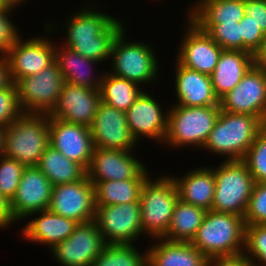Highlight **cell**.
<instances>
[{"instance_id": "6da1fadb", "label": "cell", "mask_w": 266, "mask_h": 266, "mask_svg": "<svg viewBox=\"0 0 266 266\" xmlns=\"http://www.w3.org/2000/svg\"><path fill=\"white\" fill-rule=\"evenodd\" d=\"M88 1L87 5H81L82 8L73 11L72 15L67 16L66 22L64 21L66 35L62 45L85 58L99 63L106 62L110 60L115 38L126 25L114 15L96 9V6H100L99 2L97 4L93 0Z\"/></svg>"}, {"instance_id": "7a4b0ae2", "label": "cell", "mask_w": 266, "mask_h": 266, "mask_svg": "<svg viewBox=\"0 0 266 266\" xmlns=\"http://www.w3.org/2000/svg\"><path fill=\"white\" fill-rule=\"evenodd\" d=\"M264 127L265 124L253 115L220 110L202 150L225 156V161L243 160L257 134Z\"/></svg>"}, {"instance_id": "3957f363", "label": "cell", "mask_w": 266, "mask_h": 266, "mask_svg": "<svg viewBox=\"0 0 266 266\" xmlns=\"http://www.w3.org/2000/svg\"><path fill=\"white\" fill-rule=\"evenodd\" d=\"M245 229L243 216L209 210L190 243L208 259L236 256L244 252Z\"/></svg>"}, {"instance_id": "277c9868", "label": "cell", "mask_w": 266, "mask_h": 266, "mask_svg": "<svg viewBox=\"0 0 266 266\" xmlns=\"http://www.w3.org/2000/svg\"><path fill=\"white\" fill-rule=\"evenodd\" d=\"M161 174L155 180L149 175L140 191L142 232L151 239L163 238L167 234L175 204L179 200L172 174Z\"/></svg>"}, {"instance_id": "5b68a950", "label": "cell", "mask_w": 266, "mask_h": 266, "mask_svg": "<svg viewBox=\"0 0 266 266\" xmlns=\"http://www.w3.org/2000/svg\"><path fill=\"white\" fill-rule=\"evenodd\" d=\"M48 117L45 114L22 113L5 127L3 155L21 162L25 167L37 166L49 145Z\"/></svg>"}, {"instance_id": "8992f818", "label": "cell", "mask_w": 266, "mask_h": 266, "mask_svg": "<svg viewBox=\"0 0 266 266\" xmlns=\"http://www.w3.org/2000/svg\"><path fill=\"white\" fill-rule=\"evenodd\" d=\"M125 28L118 34L112 46L110 62L112 70L108 71L117 77L135 82L146 87L156 83L160 78L159 60L152 44L127 39ZM141 84V85H140Z\"/></svg>"}, {"instance_id": "52a82bcc", "label": "cell", "mask_w": 266, "mask_h": 266, "mask_svg": "<svg viewBox=\"0 0 266 266\" xmlns=\"http://www.w3.org/2000/svg\"><path fill=\"white\" fill-rule=\"evenodd\" d=\"M168 129L163 145L179 149L203 148L220 114V106L169 105Z\"/></svg>"}, {"instance_id": "ba28073f", "label": "cell", "mask_w": 266, "mask_h": 266, "mask_svg": "<svg viewBox=\"0 0 266 266\" xmlns=\"http://www.w3.org/2000/svg\"><path fill=\"white\" fill-rule=\"evenodd\" d=\"M215 193L211 210L245 216L251 192L253 177L242 160L223 161L216 168Z\"/></svg>"}, {"instance_id": "9c48e42d", "label": "cell", "mask_w": 266, "mask_h": 266, "mask_svg": "<svg viewBox=\"0 0 266 266\" xmlns=\"http://www.w3.org/2000/svg\"><path fill=\"white\" fill-rule=\"evenodd\" d=\"M64 83L55 61L39 73L19 79L15 85L21 111L50 115L57 105Z\"/></svg>"}, {"instance_id": "30bf717a", "label": "cell", "mask_w": 266, "mask_h": 266, "mask_svg": "<svg viewBox=\"0 0 266 266\" xmlns=\"http://www.w3.org/2000/svg\"><path fill=\"white\" fill-rule=\"evenodd\" d=\"M95 207L94 220L106 244H134L144 237L140 202Z\"/></svg>"}, {"instance_id": "8fae6325", "label": "cell", "mask_w": 266, "mask_h": 266, "mask_svg": "<svg viewBox=\"0 0 266 266\" xmlns=\"http://www.w3.org/2000/svg\"><path fill=\"white\" fill-rule=\"evenodd\" d=\"M219 105L220 110L253 115L266 125V70L253 65Z\"/></svg>"}, {"instance_id": "7c38bea8", "label": "cell", "mask_w": 266, "mask_h": 266, "mask_svg": "<svg viewBox=\"0 0 266 266\" xmlns=\"http://www.w3.org/2000/svg\"><path fill=\"white\" fill-rule=\"evenodd\" d=\"M105 242L95 220L78 223L73 233L50 251L59 266H92Z\"/></svg>"}, {"instance_id": "4fadbf2b", "label": "cell", "mask_w": 266, "mask_h": 266, "mask_svg": "<svg viewBox=\"0 0 266 266\" xmlns=\"http://www.w3.org/2000/svg\"><path fill=\"white\" fill-rule=\"evenodd\" d=\"M22 36L4 54L14 84L23 77L39 73L55 60V43L52 38L33 36L25 41Z\"/></svg>"}, {"instance_id": "5bb4252c", "label": "cell", "mask_w": 266, "mask_h": 266, "mask_svg": "<svg viewBox=\"0 0 266 266\" xmlns=\"http://www.w3.org/2000/svg\"><path fill=\"white\" fill-rule=\"evenodd\" d=\"M133 152L95 147L86 176L91 182L147 178L148 167Z\"/></svg>"}, {"instance_id": "9a60e30c", "label": "cell", "mask_w": 266, "mask_h": 266, "mask_svg": "<svg viewBox=\"0 0 266 266\" xmlns=\"http://www.w3.org/2000/svg\"><path fill=\"white\" fill-rule=\"evenodd\" d=\"M185 33L178 45L176 61L191 70L211 75L219 60L222 48L188 16Z\"/></svg>"}, {"instance_id": "2e32d148", "label": "cell", "mask_w": 266, "mask_h": 266, "mask_svg": "<svg viewBox=\"0 0 266 266\" xmlns=\"http://www.w3.org/2000/svg\"><path fill=\"white\" fill-rule=\"evenodd\" d=\"M150 94V91L149 93L143 91L140 94L125 112L126 119L130 132L137 143L144 137L163 146L168 129L169 106L166 110L157 101L158 99Z\"/></svg>"}, {"instance_id": "e0dca14e", "label": "cell", "mask_w": 266, "mask_h": 266, "mask_svg": "<svg viewBox=\"0 0 266 266\" xmlns=\"http://www.w3.org/2000/svg\"><path fill=\"white\" fill-rule=\"evenodd\" d=\"M48 210L54 214L84 223L95 218L94 185L83 179L53 186Z\"/></svg>"}, {"instance_id": "ac0fdd59", "label": "cell", "mask_w": 266, "mask_h": 266, "mask_svg": "<svg viewBox=\"0 0 266 266\" xmlns=\"http://www.w3.org/2000/svg\"><path fill=\"white\" fill-rule=\"evenodd\" d=\"M90 132L94 147L135 151L138 143L128 127L126 113L100 102Z\"/></svg>"}, {"instance_id": "d6986e66", "label": "cell", "mask_w": 266, "mask_h": 266, "mask_svg": "<svg viewBox=\"0 0 266 266\" xmlns=\"http://www.w3.org/2000/svg\"><path fill=\"white\" fill-rule=\"evenodd\" d=\"M53 185L37 166L25 167L17 192L10 202L15 222L25 221L35 212L48 210Z\"/></svg>"}, {"instance_id": "ffe728a7", "label": "cell", "mask_w": 266, "mask_h": 266, "mask_svg": "<svg viewBox=\"0 0 266 266\" xmlns=\"http://www.w3.org/2000/svg\"><path fill=\"white\" fill-rule=\"evenodd\" d=\"M48 127L49 145L87 170L95 148L90 128L50 117Z\"/></svg>"}, {"instance_id": "44dd1931", "label": "cell", "mask_w": 266, "mask_h": 266, "mask_svg": "<svg viewBox=\"0 0 266 266\" xmlns=\"http://www.w3.org/2000/svg\"><path fill=\"white\" fill-rule=\"evenodd\" d=\"M101 102L99 89L64 83L50 118L90 127Z\"/></svg>"}, {"instance_id": "7402d4cb", "label": "cell", "mask_w": 266, "mask_h": 266, "mask_svg": "<svg viewBox=\"0 0 266 266\" xmlns=\"http://www.w3.org/2000/svg\"><path fill=\"white\" fill-rule=\"evenodd\" d=\"M175 103L185 107L220 106L209 75L188 69L175 60ZM177 102V103H176Z\"/></svg>"}, {"instance_id": "603a6c76", "label": "cell", "mask_w": 266, "mask_h": 266, "mask_svg": "<svg viewBox=\"0 0 266 266\" xmlns=\"http://www.w3.org/2000/svg\"><path fill=\"white\" fill-rule=\"evenodd\" d=\"M32 216L33 218L30 219ZM27 218L30 221H26L21 228L22 238H25L27 242L47 245L48 250L66 240L78 224L74 220L54 214L49 210L32 213Z\"/></svg>"}, {"instance_id": "cb8c5ba5", "label": "cell", "mask_w": 266, "mask_h": 266, "mask_svg": "<svg viewBox=\"0 0 266 266\" xmlns=\"http://www.w3.org/2000/svg\"><path fill=\"white\" fill-rule=\"evenodd\" d=\"M179 199L187 204L211 210L215 193V175L210 166H199L185 172L183 176L173 174Z\"/></svg>"}, {"instance_id": "d4e9b609", "label": "cell", "mask_w": 266, "mask_h": 266, "mask_svg": "<svg viewBox=\"0 0 266 266\" xmlns=\"http://www.w3.org/2000/svg\"><path fill=\"white\" fill-rule=\"evenodd\" d=\"M152 241L147 248V266H207L208 258L190 242Z\"/></svg>"}, {"instance_id": "484cf974", "label": "cell", "mask_w": 266, "mask_h": 266, "mask_svg": "<svg viewBox=\"0 0 266 266\" xmlns=\"http://www.w3.org/2000/svg\"><path fill=\"white\" fill-rule=\"evenodd\" d=\"M253 65V54L223 49L216 68L210 75L216 97L220 100L233 90Z\"/></svg>"}, {"instance_id": "4316f807", "label": "cell", "mask_w": 266, "mask_h": 266, "mask_svg": "<svg viewBox=\"0 0 266 266\" xmlns=\"http://www.w3.org/2000/svg\"><path fill=\"white\" fill-rule=\"evenodd\" d=\"M61 45V46H60ZM60 47V48H59ZM66 83L73 85L99 89L104 73L95 74L96 62L67 48L55 43V60Z\"/></svg>"}, {"instance_id": "83f0119b", "label": "cell", "mask_w": 266, "mask_h": 266, "mask_svg": "<svg viewBox=\"0 0 266 266\" xmlns=\"http://www.w3.org/2000/svg\"><path fill=\"white\" fill-rule=\"evenodd\" d=\"M187 16L198 26L239 23L245 15V0H195Z\"/></svg>"}, {"instance_id": "f1b7e54d", "label": "cell", "mask_w": 266, "mask_h": 266, "mask_svg": "<svg viewBox=\"0 0 266 266\" xmlns=\"http://www.w3.org/2000/svg\"><path fill=\"white\" fill-rule=\"evenodd\" d=\"M37 167L53 186L76 182L86 176V170L80 164L68 159L50 145L45 148Z\"/></svg>"}, {"instance_id": "f546056e", "label": "cell", "mask_w": 266, "mask_h": 266, "mask_svg": "<svg viewBox=\"0 0 266 266\" xmlns=\"http://www.w3.org/2000/svg\"><path fill=\"white\" fill-rule=\"evenodd\" d=\"M206 210L191 204L176 202L167 234L163 239L172 242H191L202 224Z\"/></svg>"}, {"instance_id": "4dcf8cb0", "label": "cell", "mask_w": 266, "mask_h": 266, "mask_svg": "<svg viewBox=\"0 0 266 266\" xmlns=\"http://www.w3.org/2000/svg\"><path fill=\"white\" fill-rule=\"evenodd\" d=\"M146 178L91 182L94 185L95 206L139 202Z\"/></svg>"}, {"instance_id": "1f68e13d", "label": "cell", "mask_w": 266, "mask_h": 266, "mask_svg": "<svg viewBox=\"0 0 266 266\" xmlns=\"http://www.w3.org/2000/svg\"><path fill=\"white\" fill-rule=\"evenodd\" d=\"M143 86L105 71L99 88L100 98L108 106L126 112L143 92Z\"/></svg>"}, {"instance_id": "d6a6232c", "label": "cell", "mask_w": 266, "mask_h": 266, "mask_svg": "<svg viewBox=\"0 0 266 266\" xmlns=\"http://www.w3.org/2000/svg\"><path fill=\"white\" fill-rule=\"evenodd\" d=\"M134 244H105L92 266H147V250Z\"/></svg>"}, {"instance_id": "836d02e7", "label": "cell", "mask_w": 266, "mask_h": 266, "mask_svg": "<svg viewBox=\"0 0 266 266\" xmlns=\"http://www.w3.org/2000/svg\"><path fill=\"white\" fill-rule=\"evenodd\" d=\"M242 161L255 183H266V125L257 134Z\"/></svg>"}, {"instance_id": "e575fe53", "label": "cell", "mask_w": 266, "mask_h": 266, "mask_svg": "<svg viewBox=\"0 0 266 266\" xmlns=\"http://www.w3.org/2000/svg\"><path fill=\"white\" fill-rule=\"evenodd\" d=\"M243 254L253 266H266V224L246 226Z\"/></svg>"}, {"instance_id": "d590c367", "label": "cell", "mask_w": 266, "mask_h": 266, "mask_svg": "<svg viewBox=\"0 0 266 266\" xmlns=\"http://www.w3.org/2000/svg\"><path fill=\"white\" fill-rule=\"evenodd\" d=\"M224 50L242 51L241 21L215 26H199Z\"/></svg>"}, {"instance_id": "8d00e7d4", "label": "cell", "mask_w": 266, "mask_h": 266, "mask_svg": "<svg viewBox=\"0 0 266 266\" xmlns=\"http://www.w3.org/2000/svg\"><path fill=\"white\" fill-rule=\"evenodd\" d=\"M24 169L21 162L4 155L0 157V194L10 202L17 192Z\"/></svg>"}, {"instance_id": "74e56055", "label": "cell", "mask_w": 266, "mask_h": 266, "mask_svg": "<svg viewBox=\"0 0 266 266\" xmlns=\"http://www.w3.org/2000/svg\"><path fill=\"white\" fill-rule=\"evenodd\" d=\"M244 222L246 226L266 224V183H254Z\"/></svg>"}, {"instance_id": "f35d334b", "label": "cell", "mask_w": 266, "mask_h": 266, "mask_svg": "<svg viewBox=\"0 0 266 266\" xmlns=\"http://www.w3.org/2000/svg\"><path fill=\"white\" fill-rule=\"evenodd\" d=\"M22 113L17 88L12 82L8 87L0 90V127H7Z\"/></svg>"}, {"instance_id": "ab89813d", "label": "cell", "mask_w": 266, "mask_h": 266, "mask_svg": "<svg viewBox=\"0 0 266 266\" xmlns=\"http://www.w3.org/2000/svg\"><path fill=\"white\" fill-rule=\"evenodd\" d=\"M250 19L245 14L241 20L242 51L255 55L260 49L266 34Z\"/></svg>"}, {"instance_id": "60d3db41", "label": "cell", "mask_w": 266, "mask_h": 266, "mask_svg": "<svg viewBox=\"0 0 266 266\" xmlns=\"http://www.w3.org/2000/svg\"><path fill=\"white\" fill-rule=\"evenodd\" d=\"M14 10L15 8L0 9V54H5L22 35L11 18Z\"/></svg>"}, {"instance_id": "b9f144b4", "label": "cell", "mask_w": 266, "mask_h": 266, "mask_svg": "<svg viewBox=\"0 0 266 266\" xmlns=\"http://www.w3.org/2000/svg\"><path fill=\"white\" fill-rule=\"evenodd\" d=\"M245 14L266 34V0H245Z\"/></svg>"}, {"instance_id": "7bdbcfd3", "label": "cell", "mask_w": 266, "mask_h": 266, "mask_svg": "<svg viewBox=\"0 0 266 266\" xmlns=\"http://www.w3.org/2000/svg\"><path fill=\"white\" fill-rule=\"evenodd\" d=\"M207 266H253L242 253L236 256L213 257L208 259Z\"/></svg>"}, {"instance_id": "ee69618b", "label": "cell", "mask_w": 266, "mask_h": 266, "mask_svg": "<svg viewBox=\"0 0 266 266\" xmlns=\"http://www.w3.org/2000/svg\"><path fill=\"white\" fill-rule=\"evenodd\" d=\"M14 223L16 222L11 212L10 201L0 194V230H6L12 224L15 225Z\"/></svg>"}, {"instance_id": "f6af8a7d", "label": "cell", "mask_w": 266, "mask_h": 266, "mask_svg": "<svg viewBox=\"0 0 266 266\" xmlns=\"http://www.w3.org/2000/svg\"><path fill=\"white\" fill-rule=\"evenodd\" d=\"M11 83L7 59L4 54H0V90L8 87Z\"/></svg>"}, {"instance_id": "bcb514c9", "label": "cell", "mask_w": 266, "mask_h": 266, "mask_svg": "<svg viewBox=\"0 0 266 266\" xmlns=\"http://www.w3.org/2000/svg\"><path fill=\"white\" fill-rule=\"evenodd\" d=\"M254 65L266 70V35L260 49L254 55Z\"/></svg>"}, {"instance_id": "7dc6e473", "label": "cell", "mask_w": 266, "mask_h": 266, "mask_svg": "<svg viewBox=\"0 0 266 266\" xmlns=\"http://www.w3.org/2000/svg\"><path fill=\"white\" fill-rule=\"evenodd\" d=\"M19 8L15 6L10 0H0V9Z\"/></svg>"}, {"instance_id": "c3c4849f", "label": "cell", "mask_w": 266, "mask_h": 266, "mask_svg": "<svg viewBox=\"0 0 266 266\" xmlns=\"http://www.w3.org/2000/svg\"><path fill=\"white\" fill-rule=\"evenodd\" d=\"M4 130L5 127H0V157L3 156L4 153Z\"/></svg>"}, {"instance_id": "681fc988", "label": "cell", "mask_w": 266, "mask_h": 266, "mask_svg": "<svg viewBox=\"0 0 266 266\" xmlns=\"http://www.w3.org/2000/svg\"><path fill=\"white\" fill-rule=\"evenodd\" d=\"M15 6L19 7L20 5L23 6L22 4L27 2L28 0H10Z\"/></svg>"}]
</instances>
